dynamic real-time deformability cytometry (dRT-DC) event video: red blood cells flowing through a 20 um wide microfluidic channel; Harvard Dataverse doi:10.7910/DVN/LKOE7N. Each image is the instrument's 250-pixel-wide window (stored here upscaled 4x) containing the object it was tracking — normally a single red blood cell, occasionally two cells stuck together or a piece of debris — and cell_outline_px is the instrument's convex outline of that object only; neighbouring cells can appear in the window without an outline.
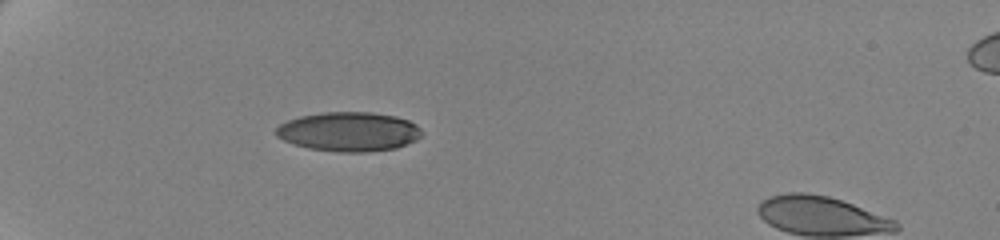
{"species": "human", "species_latin": "Homo sapiens", "temperature_condition": "cold", "stored_images_in_passage": 41, "camera_frame_rate_fps": 3000, "um_per_image_px": 0.085, "donor": {"sex": "female"}, "frame": {"image": 1, "passage_image": 1, "time_ms": 0.0, "image_size_px": [1000, 240], "cell_outline_px": [[420, 136], [416, 140], [396, 148], [364, 152], [340, 152], [308, 148], [292, 144], [276, 136], [276, 128], [280, 124], [288, 120], [300, 116], [324, 112], [372, 112], [396, 116], [408, 120], [416, 124], [420, 128]], "centroid_in_image_um": [29.64, 11.19], "position_along_channel_um": 55.4, "area_um2": 33.35}}
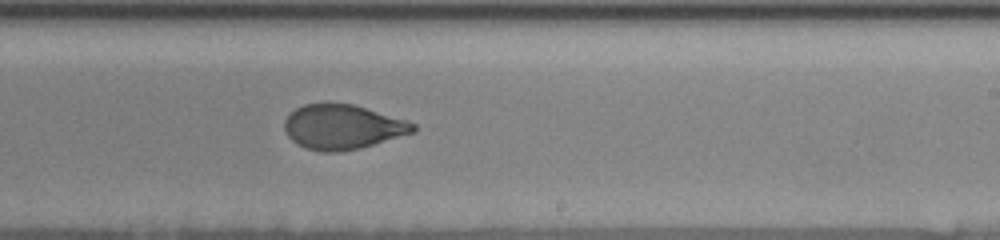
{"frame": {"image": 2, "passage_image": 21, "time_ms": 6.667, "image_size_px": [1000, 240], "cell_outline_px": [[416, 132], [360, 148], [336, 152], [320, 152], [304, 148], [296, 144], [288, 136], [284, 128], [284, 120], [296, 108], [304, 104], [352, 104], [408, 120], [416, 124]], "centroid_in_image_um": [29.13, 10.81], "position_along_channel_um": 259.9, "area_um2": 33.47}}
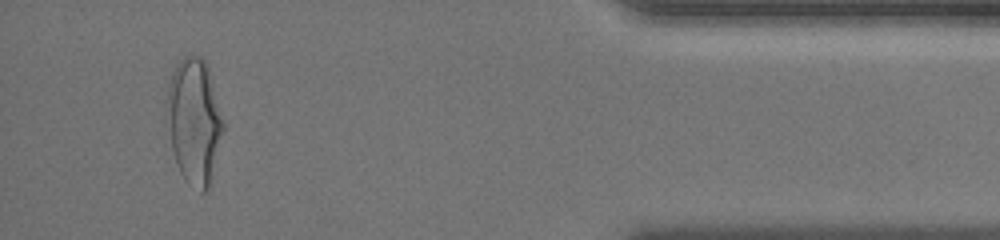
{"frame": {"image": 3, "passage_image": 38, "time_ms": 12.333, "image_size_px": [1000, 240], "cell_outline_px": [[224, 128], [208, 188], [204, 192], [200, 192], [188, 184], [184, 180], [176, 164], [172, 148], [168, 108], [168, 84], [172, 72], [176, 64], [184, 56], [192, 52], [200, 56], [208, 64], [224, 120]], "centroid_in_image_um": [16.54, 10.24], "position_along_channel_um": 418.7, "area_um2": 40.98}, "authors_computed_cell_mechanics": {"area_um2": 34.68, "velocity_mm_per_s": 3.4969, "shape_relaxation_time_tau1_ms": 5.0153, "shape_relaxation_time_tau2_ms": 1.1521, "deformation_change_tau1": 0.1755, "deformation_change_tau2": 0.0653}}